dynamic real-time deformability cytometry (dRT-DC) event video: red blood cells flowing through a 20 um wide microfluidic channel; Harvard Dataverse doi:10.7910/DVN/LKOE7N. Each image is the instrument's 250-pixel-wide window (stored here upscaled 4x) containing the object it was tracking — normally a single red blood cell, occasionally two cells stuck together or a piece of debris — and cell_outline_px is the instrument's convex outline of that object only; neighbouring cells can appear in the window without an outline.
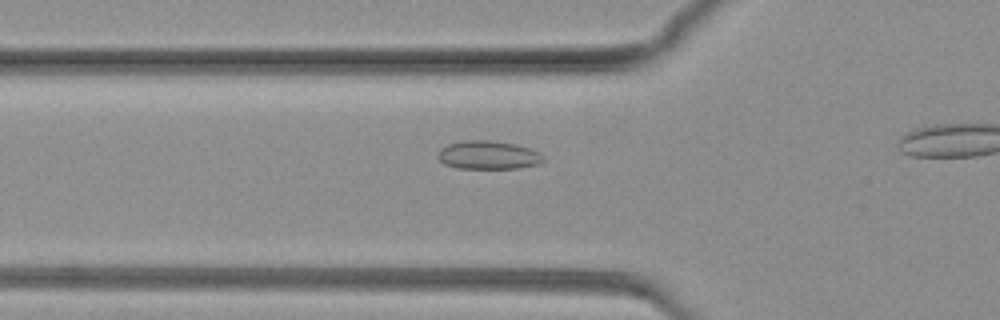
{"species": "common noctule bat (a hibernating species)", "species_latin": "Nyctalus noctula", "temperature_condition": "warm", "stored_images_in_passage": 41, "camera_frame_rate_fps": 3000, "um_per_image_px": 0.085, "animal": {"sex": "female", "body_mass_g": 19.3, "forearm_length_mm": 54.1}, "frame": {"image": 1, "passage_image": 4, "time_ms": 1.0, "image_size_px": [1000, 320], "cell_outline_px": [[544, 160], [540, 164], [520, 168], [456, 168], [444, 164], [436, 156], [440, 148], [448, 144], [464, 140], [488, 140], [516, 144], [540, 152], [544, 156]], "centroid_in_image_um": [41.5, 13.18], "position_along_channel_um": 84.3, "area_um2": 17.63}}
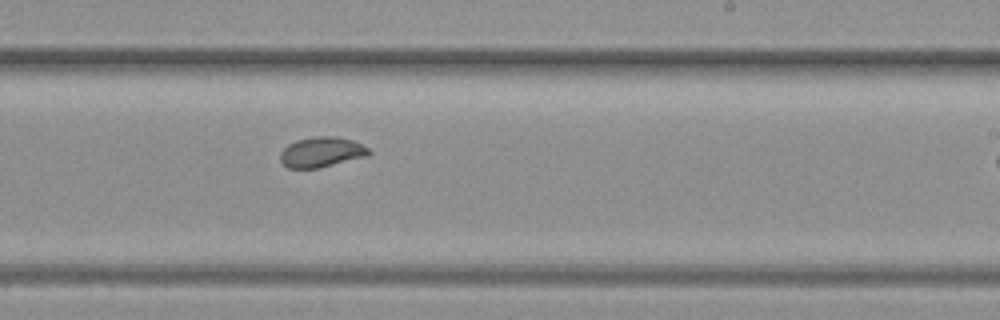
{"frame": {"image": 2, "passage_image": 25, "time_ms": 8.0, "image_size_px": [1000, 320], "cell_outline_px": [[372, 152], [368, 156], [320, 168], [288, 168], [280, 160], [280, 152], [288, 144], [296, 140], [312, 136], [336, 136], [352, 140], [368, 148]], "centroid_in_image_um": [27.33, 12.92], "position_along_channel_um": 261.7, "area_um2": 15.72}}
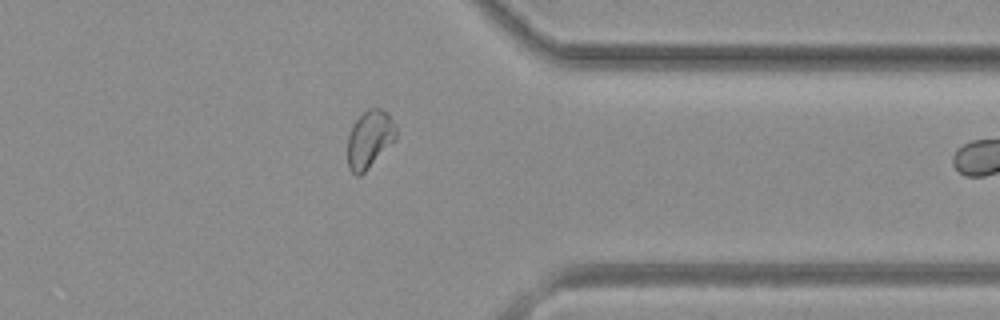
{"frame": {"image": 3, "passage_image": 40, "time_ms": 13.0, "image_size_px": [1000, 320], "cell_outline_px": [[396, 136], [368, 168], [360, 176], [356, 176], [348, 168], [348, 136], [352, 124], [368, 108], [380, 108], [388, 112], [396, 124]], "centroid_in_image_um": [31.39, 11.8], "position_along_channel_um": 380.0, "area_um2": 16.01}}